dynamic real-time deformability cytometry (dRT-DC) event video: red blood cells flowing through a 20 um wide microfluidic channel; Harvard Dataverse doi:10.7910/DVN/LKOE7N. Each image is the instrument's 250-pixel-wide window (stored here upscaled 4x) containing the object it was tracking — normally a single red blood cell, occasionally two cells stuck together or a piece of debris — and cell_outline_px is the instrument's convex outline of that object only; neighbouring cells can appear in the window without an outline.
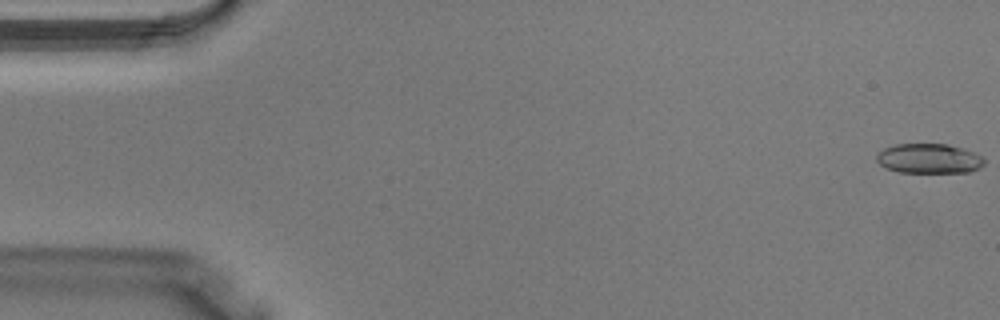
{"species": "Egyptian fruit bat (a non-hibernating species)", "species_latin": "Rousettus aegyptiacus", "temperature_condition": "warm", "stored_images_in_passage": 11, "camera_frame_rate_fps": 3000, "um_per_image_px": 0.085, "animal": {"sex": "male"}, "frame": {"image": 1, "passage_image": 1, "time_ms": 0.0, "image_size_px": [1000, 320], "cell_outline_px": [[984, 164], [980, 168], [972, 172], [900, 172], [888, 168], [880, 164], [876, 160], [876, 156], [884, 148], [896, 144], [948, 144], [972, 152], [980, 156], [984, 160]], "centroid_in_image_um": [78.97, 13.48], "position_along_channel_um": 6.0, "area_um2": 18.44}}